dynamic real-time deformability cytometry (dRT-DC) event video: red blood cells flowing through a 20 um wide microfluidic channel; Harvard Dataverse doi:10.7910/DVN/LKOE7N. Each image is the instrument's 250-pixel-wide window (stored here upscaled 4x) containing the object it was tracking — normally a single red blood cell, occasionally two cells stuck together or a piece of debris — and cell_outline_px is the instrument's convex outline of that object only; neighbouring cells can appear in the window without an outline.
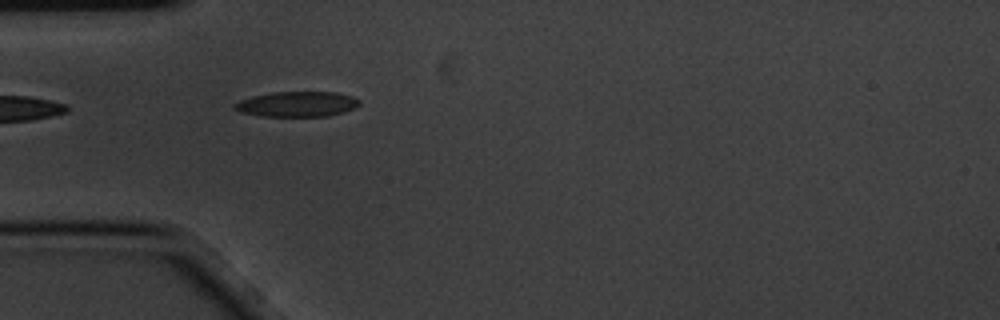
{"species": "common noctule bat (a hibernating species)", "species_latin": "Nyctalus noctula", "temperature_condition": "cold", "stored_images_in_passage": 7, "camera_frame_rate_fps": 3000, "um_per_image_px": 0.085, "animal": {"sex": "male", "body_mass_g": 20.1, "forearm_length_mm": 53.5}, "frame": {"image": 1, "passage_image": 5, "time_ms": 1.333, "image_size_px": [1000, 320], "cell_outline_px": [[360, 104], [356, 108], [344, 112], [328, 116], [260, 116], [240, 112], [232, 108], [232, 104], [240, 100], [252, 96], [272, 92], [336, 92], [352, 96], [360, 100]], "centroid_in_image_um": [25.24, 8.85], "position_along_channel_um": 59.8, "area_um2": 18.55}}
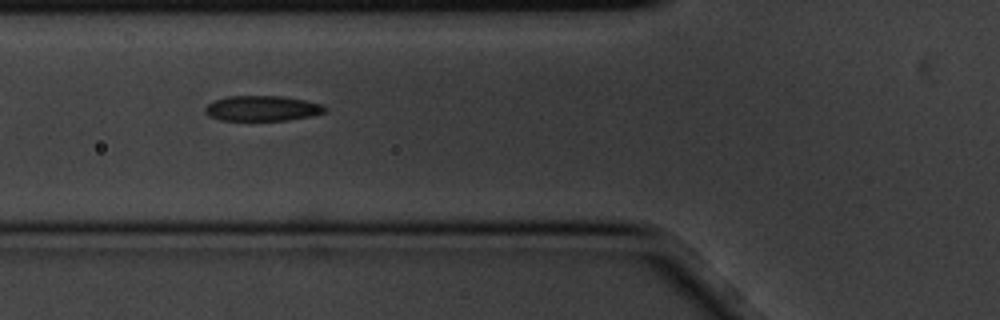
{"frame": {"image": 2, "passage_image": 6, "time_ms": 1.667, "image_size_px": [1000, 320], "cell_outline_px": [[328, 108], [324, 112], [312, 116], [288, 120], [220, 120], [208, 116], [204, 112], [204, 108], [208, 104], [216, 100], [228, 96], [284, 96], [304, 100], [320, 104]], "centroid_in_image_um": [22.28, 9.21], "position_along_channel_um": 103.5, "area_um2": 17.63}}
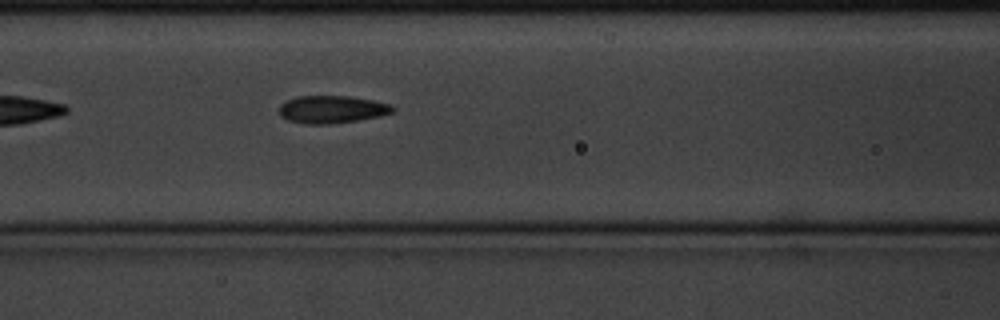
{"frame": {"image": 3, "passage_image": 7, "time_ms": 2.0, "image_size_px": [1000, 320], "cell_outline_px": [[396, 108], [392, 112], [380, 116], [360, 120], [328, 124], [304, 124], [288, 120], [280, 116], [280, 104], [296, 96], [348, 96], [372, 100], [388, 104]], "centroid_in_image_um": [28.19, 9.3], "position_along_channel_um": 138.4, "area_um2": 18.21}}